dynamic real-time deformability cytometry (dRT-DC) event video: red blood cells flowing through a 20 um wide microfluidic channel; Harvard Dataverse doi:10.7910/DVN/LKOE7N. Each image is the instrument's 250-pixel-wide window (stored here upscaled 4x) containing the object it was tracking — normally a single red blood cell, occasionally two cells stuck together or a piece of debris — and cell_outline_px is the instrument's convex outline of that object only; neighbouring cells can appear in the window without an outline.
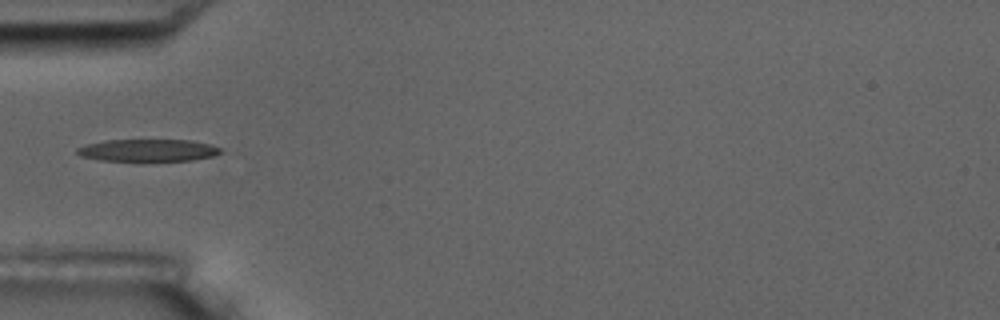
{"species": "common noctule bat (a hibernating species)", "species_latin": "Nyctalus noctula", "temperature_condition": "room temperature", "stored_images_in_passage": 6, "camera_frame_rate_fps": 3000, "um_per_image_px": 0.085, "animal": {"sex": "male", "body_mass_g": 17.5, "forearm_length_mm": 52.3}, "frame": {"image": 1, "passage_image": 6, "time_ms": 5.667, "image_size_px": [1000, 320], "cell_outline_px": [[224, 152], [212, 156], [192, 160], [100, 160], [80, 156], [76, 152], [76, 148], [84, 144], [104, 140], [192, 140], [212, 144], [220, 148]], "centroid_in_image_um": [12.57, 12.76], "position_along_channel_um": 72.4, "area_um2": 18.55}}